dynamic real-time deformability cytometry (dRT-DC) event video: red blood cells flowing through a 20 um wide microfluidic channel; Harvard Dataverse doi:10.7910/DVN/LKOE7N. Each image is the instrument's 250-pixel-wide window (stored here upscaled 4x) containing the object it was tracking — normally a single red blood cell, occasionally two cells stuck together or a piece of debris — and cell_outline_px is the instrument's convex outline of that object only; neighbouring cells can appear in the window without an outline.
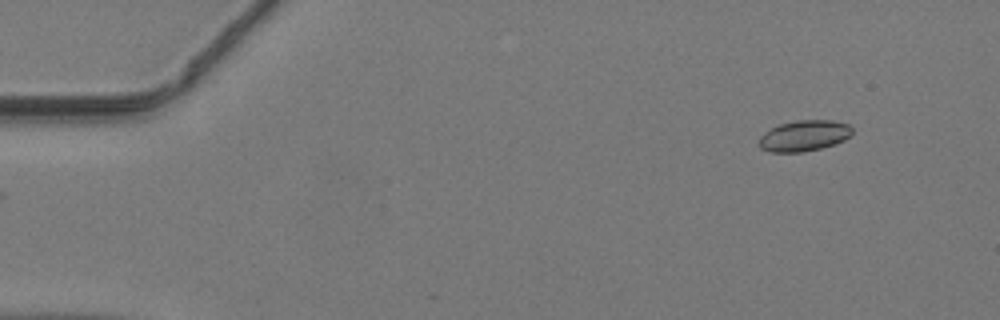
{"species": "common noctule bat (a hibernating species)", "species_latin": "Nyctalus noctula", "temperature_condition": "warm", "stored_images_in_passage": 44, "camera_frame_rate_fps": 3000, "um_per_image_px": 0.085, "animal": {"sex": "male", "body_mass_g": 19.2, "forearm_length_mm": 51.8}, "frame": {"image": 1, "passage_image": 1, "time_ms": 0.0, "image_size_px": [1000, 320], "cell_outline_px": [[852, 136], [844, 140], [820, 148], [804, 152], [768, 152], [760, 148], [756, 144], [760, 136], [764, 132], [780, 124], [796, 120], [832, 120], [848, 124], [852, 128]], "centroid_in_image_um": [68.31, 11.54], "position_along_channel_um": 16.7, "area_um2": 16.94}}
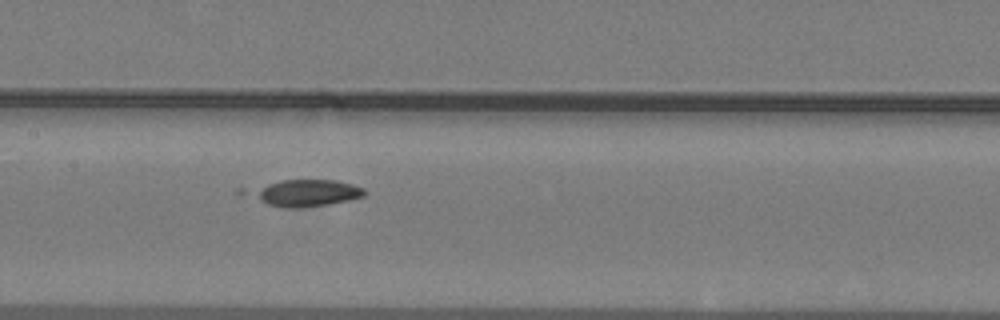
{"frame": {"image": 2, "passage_image": 20, "time_ms": 6.333, "image_size_px": [1000, 320], "cell_outline_px": [[368, 192], [364, 196], [348, 200], [328, 204], [300, 208], [284, 208], [268, 204], [240, 196], [236, 192], [236, 188], [280, 180], [336, 180], [352, 184], [364, 188]], "centroid_in_image_um": [25.64, 16.39], "position_along_channel_um": 181.8, "area_um2": 19.31}}
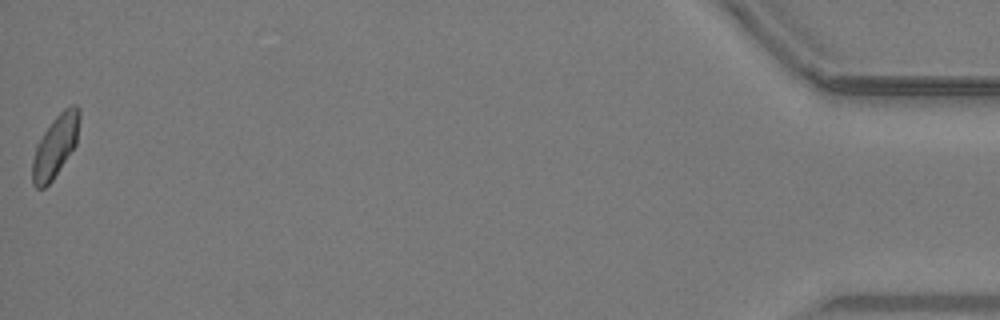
{"frame": {"image": 3, "passage_image": 44, "time_ms": 14.333, "image_size_px": [1000, 320], "cell_outline_px": [[80, 116], [76, 144], [52, 180], [44, 188], [36, 188], [32, 184], [32, 160], [36, 144], [52, 120], [64, 108], [72, 104], [76, 104], [80, 108]], "centroid_in_image_um": [4.7, 12.4], "position_along_channel_um": 430.5, "area_um2": 16.99}}